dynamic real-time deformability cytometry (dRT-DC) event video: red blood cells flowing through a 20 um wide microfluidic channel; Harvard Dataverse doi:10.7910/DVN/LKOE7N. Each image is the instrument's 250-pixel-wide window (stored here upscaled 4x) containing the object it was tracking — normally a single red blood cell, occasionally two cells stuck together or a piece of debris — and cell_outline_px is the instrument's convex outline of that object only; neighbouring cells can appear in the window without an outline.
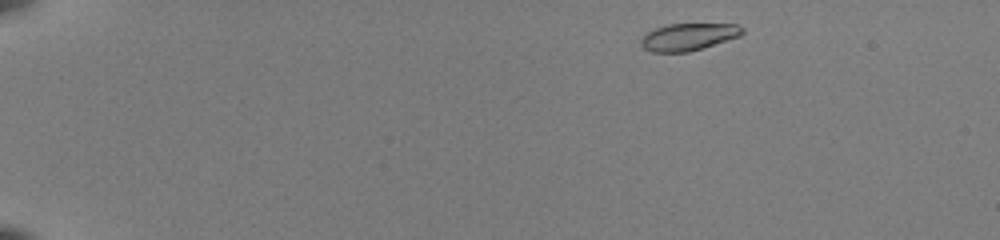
{"species": "common noctule bat (a hibernating species)", "species_latin": "Nyctalus noctula", "temperature_condition": "room temperature", "stored_images_in_passage": 45, "camera_frame_rate_fps": 3000, "um_per_image_px": 0.085, "animal": {"sex": "female", "body_mass_g": 22.0, "forearm_length_mm": 56.7}, "frame": {"image": 1, "passage_image": 1, "time_ms": 0.0, "image_size_px": [1000, 240], "cell_outline_px": [[744, 32], [740, 36], [688, 52], [652, 52], [644, 48], [640, 44], [640, 40], [648, 32], [656, 28], [668, 24], [736, 24], [744, 28]], "centroid_in_image_um": [58.52, 3.13], "position_along_channel_um": 26.5, "area_um2": 15.9}}
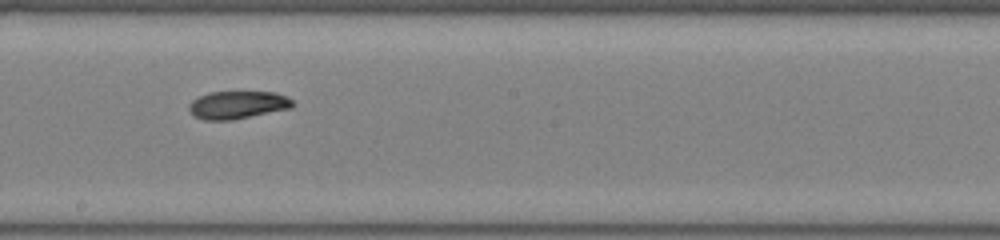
{"frame": {"image": 2, "passage_image": 25, "time_ms": 8.0, "image_size_px": [1000, 240], "cell_outline_px": [[292, 108], [232, 120], [204, 120], [196, 116], [188, 108], [188, 104], [192, 100], [208, 92], [276, 92], [292, 100]], "centroid_in_image_um": [20.18, 8.91], "position_along_channel_um": 228.0, "area_um2": 16.65}}
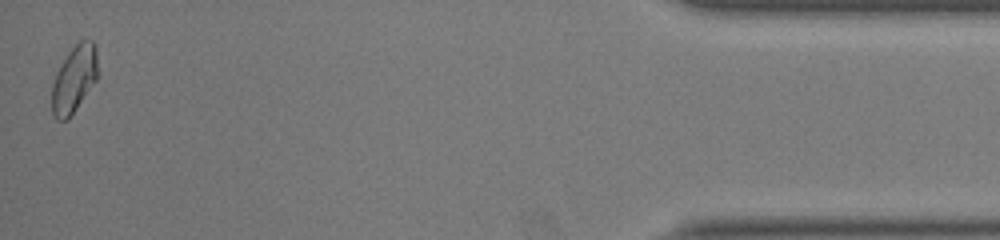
{"frame": {"image": 3, "passage_image": 45, "time_ms": 14.667, "image_size_px": [1000, 240], "cell_outline_px": [[96, 80], [68, 120], [56, 120], [52, 112], [52, 84], [56, 72], [68, 52], [80, 40], [92, 40], [96, 44]], "centroid_in_image_um": [6.28, 6.73], "position_along_channel_um": 428.9, "area_um2": 17.69}, "authors_computed_cell_mechanics": {"area_um2": 17.1666, "velocity_mm_per_s": 3.9958, "shape_relaxation_time_tau1_ms": 10.1826, "shape_relaxation_time_tau2_ms": 2.4116, "deformation_change_tau1": 0.2042, "deformation_change_tau2": 0.0655}}